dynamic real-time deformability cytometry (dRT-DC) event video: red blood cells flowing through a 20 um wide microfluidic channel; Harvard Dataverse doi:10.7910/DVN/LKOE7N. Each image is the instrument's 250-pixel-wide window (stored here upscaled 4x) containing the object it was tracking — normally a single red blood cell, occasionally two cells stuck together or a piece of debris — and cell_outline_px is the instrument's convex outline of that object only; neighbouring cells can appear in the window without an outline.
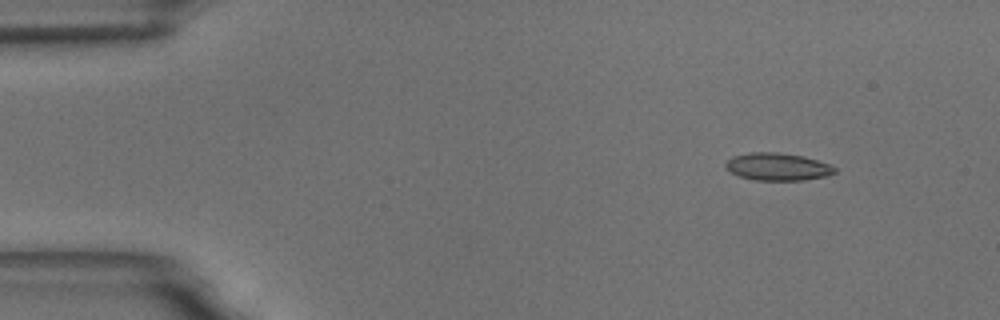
{"species": "common noctule bat (a hibernating species)", "species_latin": "Nyctalus noctula", "temperature_condition": "room temperature", "stored_images_in_passage": 11, "camera_frame_rate_fps": 3000, "um_per_image_px": 0.085, "animal": {"sex": "male", "body_mass_g": 18.8}, "frame": {"image": 1, "passage_image": 1, "time_ms": 0.0, "image_size_px": [1000, 320], "cell_outline_px": [[836, 172], [824, 176], [804, 180], [752, 180], [740, 176], [732, 172], [724, 164], [732, 156], [752, 152], [776, 152], [804, 156], [828, 164], [836, 168]], "centroid_in_image_um": [66.09, 14.17], "position_along_channel_um": 18.9, "area_um2": 17.28}}